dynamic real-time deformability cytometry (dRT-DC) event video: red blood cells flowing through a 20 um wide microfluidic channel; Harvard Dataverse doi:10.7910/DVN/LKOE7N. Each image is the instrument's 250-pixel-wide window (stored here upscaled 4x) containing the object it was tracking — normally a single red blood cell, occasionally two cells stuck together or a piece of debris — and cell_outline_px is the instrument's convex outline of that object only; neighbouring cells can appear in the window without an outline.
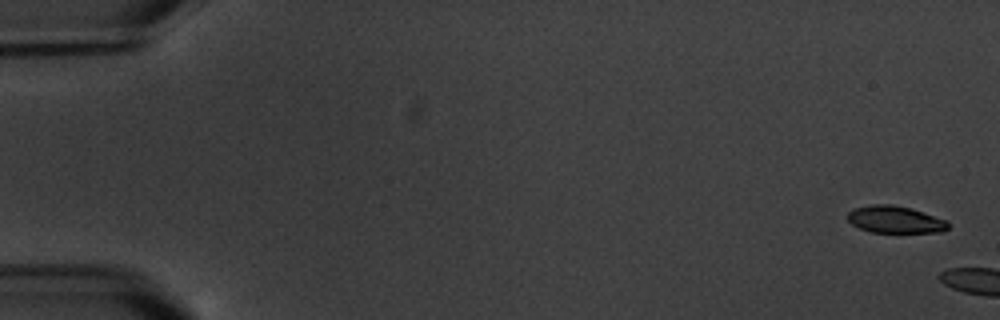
{"species": "common noctule bat (a hibernating species)", "species_latin": "Nyctalus noctula", "temperature_condition": "warm", "stored_images_in_passage": 2, "camera_frame_rate_fps": 3000, "um_per_image_px": 0.085, "animal": {"sex": "male", "body_mass_g": 20.1, "forearm_length_mm": 53.5}, "frame": {"image": 1, "passage_image": 1, "time_ms": 0.0, "image_size_px": [1000, 320], "cell_outline_px": [[948, 228], [944, 232], [872, 232], [860, 228], [852, 224], [848, 220], [848, 212], [852, 208], [872, 204], [892, 204], [912, 208], [948, 220]], "centroid_in_image_um": [76.1, 18.65], "position_along_channel_um": 8.9, "area_um2": 16.01}}